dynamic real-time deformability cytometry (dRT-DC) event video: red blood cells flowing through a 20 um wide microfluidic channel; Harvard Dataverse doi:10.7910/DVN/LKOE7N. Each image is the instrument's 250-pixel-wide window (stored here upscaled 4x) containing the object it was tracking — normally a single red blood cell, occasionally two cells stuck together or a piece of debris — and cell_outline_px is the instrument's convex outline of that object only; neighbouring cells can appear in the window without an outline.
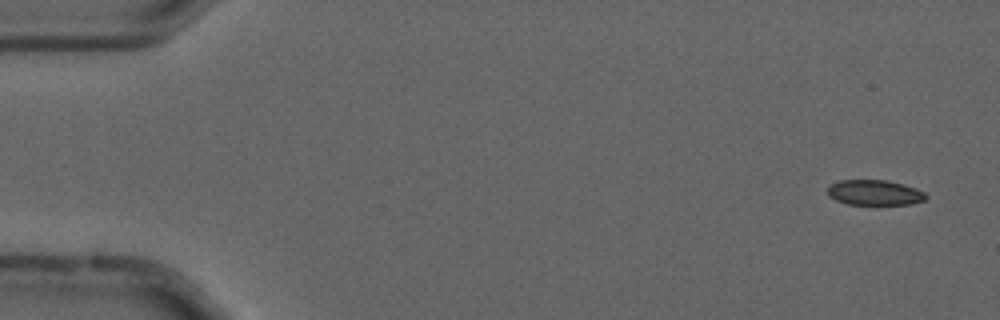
{"species": "common noctule bat (a hibernating species)", "species_latin": "Nyctalus noctula", "temperature_condition": "cold", "stored_images_in_passage": 55, "camera_frame_rate_fps": 3000, "um_per_image_px": 0.085, "animal": {"sex": "male", "forearm_length_mm": 52.5}, "frame": {"image": 1, "passage_image": 3, "time_ms": 0.667, "image_size_px": [1000, 320], "cell_outline_px": [[928, 196], [924, 200], [912, 204], [848, 204], [836, 200], [828, 196], [828, 188], [832, 184], [840, 180], [888, 180], [904, 184], [916, 188], [924, 192]], "centroid_in_image_um": [74.36, 16.36], "position_along_channel_um": 10.6, "area_um2": 14.45}}
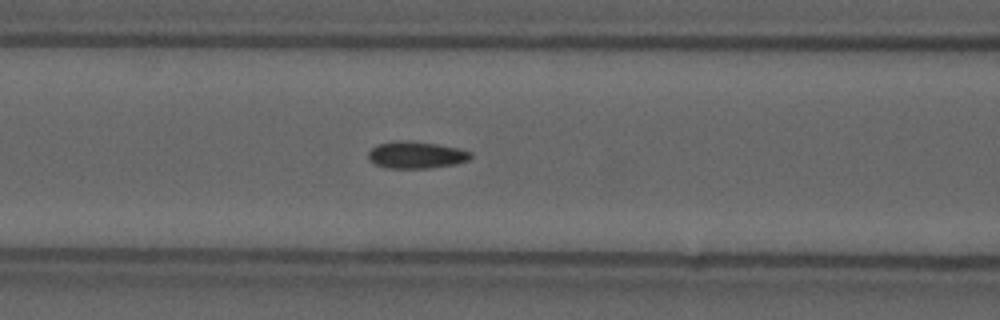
{"frame": {"image": 2, "passage_image": 23, "time_ms": 7.333, "image_size_px": [1000, 320], "cell_outline_px": [[472, 156], [468, 160], [456, 164], [428, 168], [384, 168], [368, 160], [368, 152], [376, 144], [400, 140], [404, 140], [436, 144], [460, 148], [472, 152]], "centroid_in_image_um": [35.36, 13.17], "position_along_channel_um": 131.2, "area_um2": 16.18}}
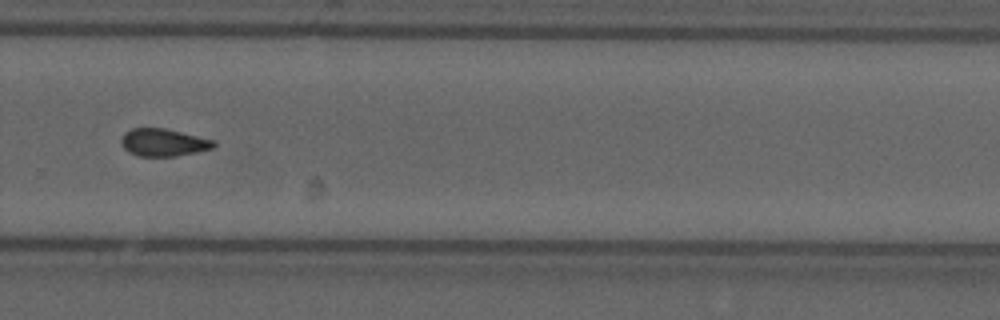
{"frame": {"image": 3, "passage_image": 38, "time_ms": 12.333, "image_size_px": [1000, 320], "cell_outline_px": [[216, 148], [176, 156], [140, 156], [128, 152], [124, 148], [120, 140], [124, 132], [132, 128], [164, 128], [216, 140]], "centroid_in_image_um": [13.92, 12.11], "position_along_channel_um": 315.9, "area_um2": 14.97}, "authors_computed_cell_mechanics": {"area_um2": 15.3748, "velocity_mm_per_s": 3.7056, "shape_relaxation_time_tau1_ms": null, "shape_relaxation_time_tau2_ms": 3.0699, "deformation_change_tau1": null, "deformation_change_tau2": 0.0773}}